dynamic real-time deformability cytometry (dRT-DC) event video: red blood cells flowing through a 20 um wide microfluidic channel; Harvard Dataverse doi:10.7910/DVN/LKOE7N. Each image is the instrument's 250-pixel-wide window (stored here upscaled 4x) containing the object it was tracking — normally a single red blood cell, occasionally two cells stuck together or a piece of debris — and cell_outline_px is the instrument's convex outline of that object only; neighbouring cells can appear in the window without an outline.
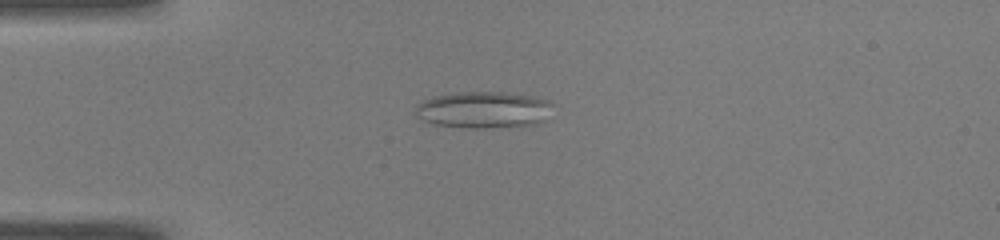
{"species": "common noctule bat (a hibernating species)", "species_latin": "Nyctalus noctula", "temperature_condition": "warm", "stored_images_in_passage": 50, "camera_frame_rate_fps": 3000, "um_per_image_px": 0.085, "animal": {"sex": "male", "body_mass_g": 19.0, "forearm_length_mm": 50.8}, "frame": {"image": 1, "passage_image": 13, "time_ms": 4.0, "image_size_px": [1000, 240], "cell_outline_px": [[552, 104], [544, 120], [536, 124], [484, 128], [468, 128], [432, 124], [416, 116], [416, 104], [432, 96], [456, 92], [500, 92], [528, 96], [548, 100]], "centroid_in_image_um": [41.03, 9.33], "position_along_channel_um": 44.0, "area_um2": 29.07}}
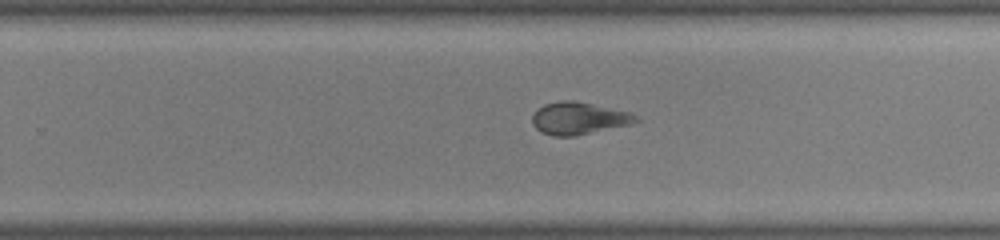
{"frame": {"image": 2, "passage_image": 32, "time_ms": 10.333, "image_size_px": [1000, 240], "cell_outline_px": [[640, 120], [632, 124], [576, 136], [552, 136], [540, 132], [532, 124], [532, 116], [544, 104], [560, 100], [576, 100], [632, 112], [640, 116]], "centroid_in_image_um": [49.25, 10.05], "position_along_channel_um": 280.6, "area_um2": 19.88}}
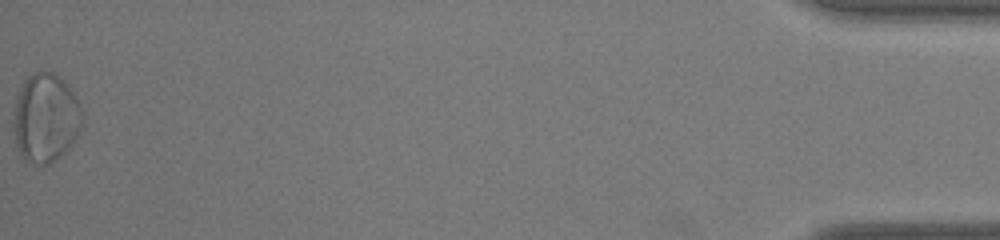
{"frame": {"image": 3, "passage_image": 50, "time_ms": 16.333, "image_size_px": [1000, 240], "cell_outline_px": [[84, 120], [72, 144], [56, 160], [48, 164], [28, 164], [24, 160], [16, 144], [12, 128], [12, 124], [16, 100], [20, 88], [28, 76], [32, 72], [52, 72], [60, 76], [68, 84], [76, 96], [84, 112]], "centroid_in_image_um": [3.89, 10.03], "position_along_channel_um": 431.3, "area_um2": 36.13}, "authors_computed_cell_mechanics": {"area_um2": 26.5013, "velocity_mm_per_s": 4.0841, "shape_relaxation_time_tau1_ms": null, "shape_relaxation_time_tau2_ms": 1.5043, "deformation_change_tau1": null, "deformation_change_tau2": 0.0788}}